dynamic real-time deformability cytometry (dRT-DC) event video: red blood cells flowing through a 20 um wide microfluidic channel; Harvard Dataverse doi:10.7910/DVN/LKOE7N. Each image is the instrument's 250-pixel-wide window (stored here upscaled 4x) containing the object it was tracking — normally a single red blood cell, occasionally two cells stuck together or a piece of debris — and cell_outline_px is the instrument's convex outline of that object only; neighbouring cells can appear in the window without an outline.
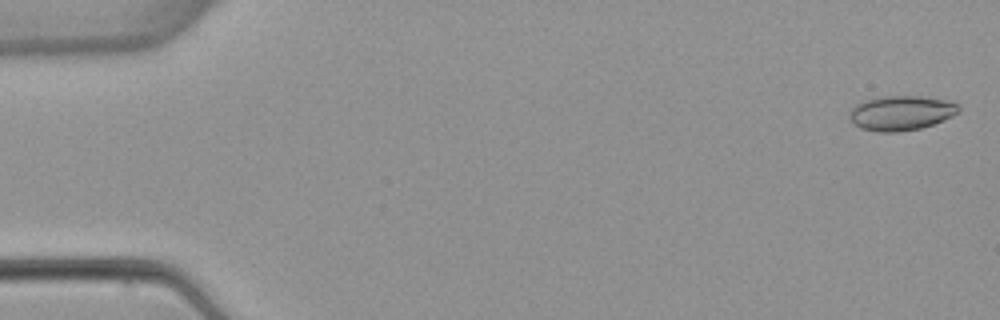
{"species": "common noctule bat (a hibernating species)", "species_latin": "Nyctalus noctula", "temperature_condition": "warm", "stored_images_in_passage": 4, "camera_frame_rate_fps": 3000, "um_per_image_px": 0.085, "animal": {"sex": "female", "body_mass_g": 22.7, "forearm_length_mm": 54.2}, "frame": {"image": 1, "passage_image": 1, "time_ms": 0.0, "image_size_px": [1000, 320], "cell_outline_px": [[960, 112], [944, 120], [920, 128], [900, 132], [876, 132], [860, 128], [852, 124], [848, 116], [848, 112], [856, 104], [864, 100], [884, 96], [920, 96], [944, 100], [960, 104]], "centroid_in_image_um": [76.56, 9.61], "position_along_channel_um": 8.4, "area_um2": 22.31}}
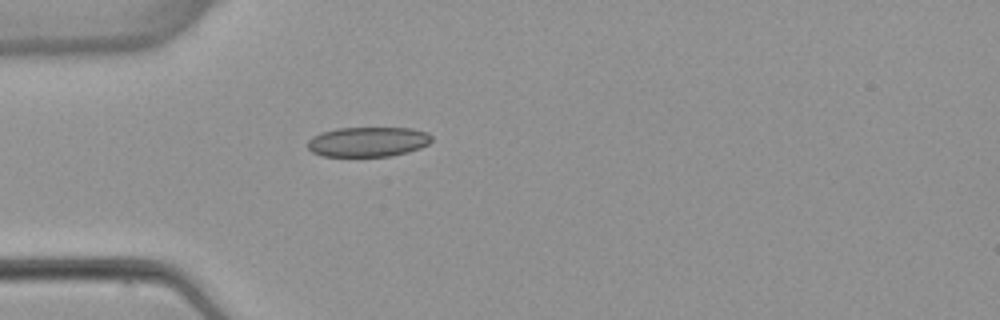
{"frame": {"image": 2, "passage_image": 4, "time_ms": 4.667, "image_size_px": [1000, 320], "cell_outline_px": [[432, 140], [428, 144], [420, 148], [408, 152], [392, 156], [324, 156], [312, 152], [308, 148], [308, 140], [312, 136], [320, 132], [336, 128], [412, 128], [428, 132], [432, 136]], "centroid_in_image_um": [31.28, 12.04], "position_along_channel_um": 53.7, "area_um2": 21.73}}